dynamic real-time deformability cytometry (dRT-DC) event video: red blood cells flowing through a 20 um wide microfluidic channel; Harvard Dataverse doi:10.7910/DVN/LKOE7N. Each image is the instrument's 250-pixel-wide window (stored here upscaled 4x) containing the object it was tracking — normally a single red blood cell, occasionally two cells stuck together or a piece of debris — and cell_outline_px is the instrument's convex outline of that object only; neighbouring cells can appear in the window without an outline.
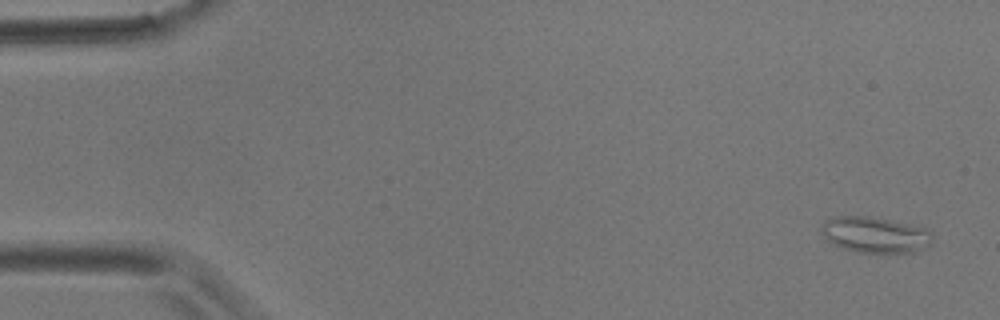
{"species": "common noctule bat (a hibernating species)", "species_latin": "Nyctalus noctula", "temperature_condition": "room temperature", "stored_images_in_passage": 5, "camera_frame_rate_fps": 3000, "um_per_image_px": 0.085, "animal": {"sex": "male", "body_mass_g": 17.9}, "frame": {"image": 1, "passage_image": 1, "time_ms": 0.0, "image_size_px": [1000, 320], "cell_outline_px": [[932, 236], [928, 244], [924, 248], [912, 252], [884, 256], [880, 256], [856, 252], [844, 248], [824, 240], [820, 232], [824, 220], [832, 216], [868, 216], [920, 224], [928, 228], [932, 232]], "centroid_in_image_um": [74.4, 19.97], "position_along_channel_um": 10.6, "area_um2": 24.62}}